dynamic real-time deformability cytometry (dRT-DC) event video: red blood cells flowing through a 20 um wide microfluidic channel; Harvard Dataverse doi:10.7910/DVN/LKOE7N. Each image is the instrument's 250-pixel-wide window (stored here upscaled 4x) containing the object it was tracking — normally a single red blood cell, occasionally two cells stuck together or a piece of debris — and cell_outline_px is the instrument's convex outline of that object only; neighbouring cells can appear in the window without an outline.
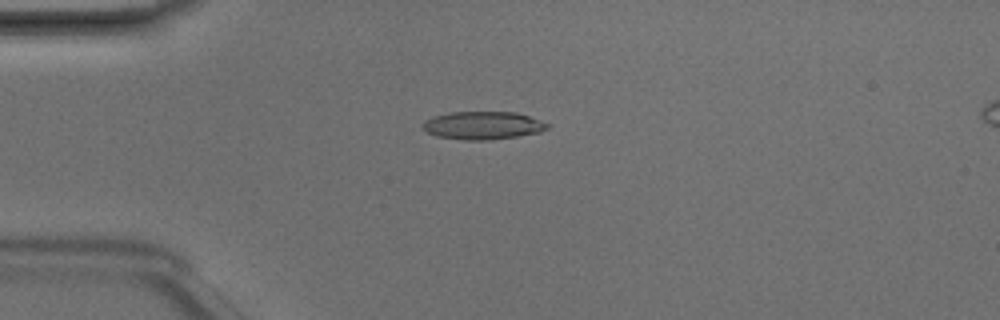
{"species": "Egyptian fruit bat (a non-hibernating species)", "species_latin": "Rousettus aegyptiacus", "temperature_condition": "room temperature", "stored_images_in_passage": 48, "camera_frame_rate_fps": 3000, "um_per_image_px": 0.085, "animal": {"sex": "male"}, "frame": {"image": 1, "passage_image": 12, "time_ms": 3.667, "image_size_px": [1000, 320], "cell_outline_px": [[552, 124], [548, 128], [540, 132], [516, 136], [488, 140], [464, 140], [436, 136], [428, 132], [424, 128], [424, 120], [432, 116], [452, 112], [516, 112]], "centroid_in_image_um": [41.06, 10.66], "position_along_channel_um": 43.9, "area_um2": 20.23}}
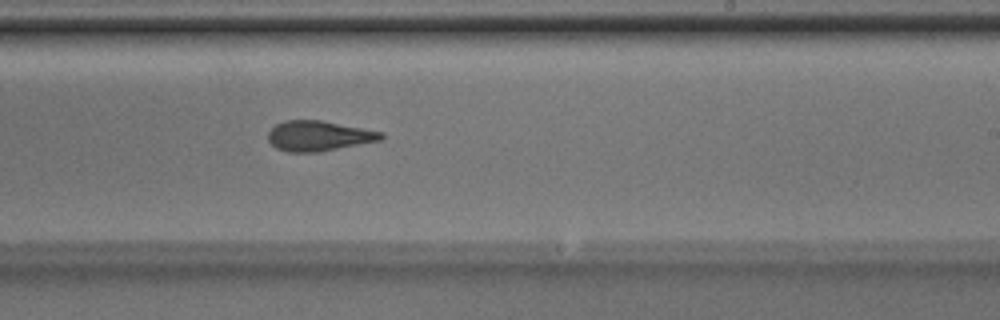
{"frame": {"image": 2, "passage_image": 29, "time_ms": 9.333, "image_size_px": [1000, 320], "cell_outline_px": [[384, 136], [380, 140], [316, 152], [288, 152], [276, 148], [268, 140], [268, 132], [276, 124], [284, 120], [320, 120], [384, 132]], "centroid_in_image_um": [27.06, 11.54], "position_along_channel_um": 261.9, "area_um2": 19.65}}
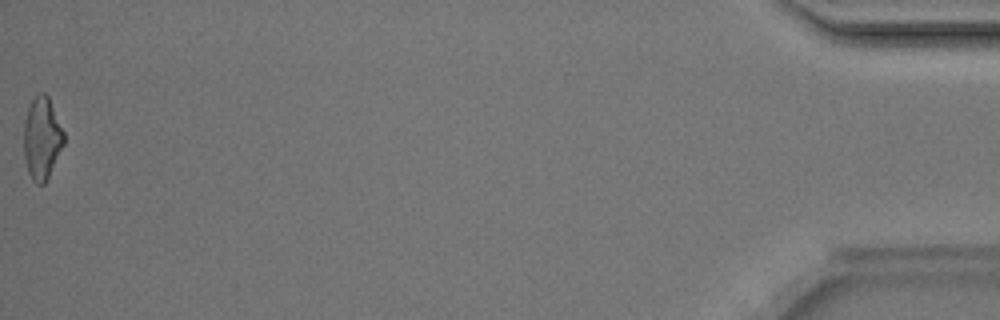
{"frame": {"image": 3, "passage_image": 48, "time_ms": 15.667, "image_size_px": [1000, 320], "cell_outline_px": [[64, 144], [44, 184], [36, 184], [32, 180], [28, 172], [24, 156], [24, 120], [28, 108], [32, 100], [40, 92], [44, 92], [48, 96], [64, 132]], "centroid_in_image_um": [3.55, 11.75], "position_along_channel_um": 431.6, "area_um2": 19.02}, "authors_computed_cell_mechanics": {"area_um2": 19.9699, "velocity_mm_per_s": 4.2314, "shape_relaxation_time_tau1_ms": 5.25, "shape_relaxation_time_tau2_ms": 3.2537, "deformation_change_tau1": 0.1885, "deformation_change_tau2": 0.1494}}